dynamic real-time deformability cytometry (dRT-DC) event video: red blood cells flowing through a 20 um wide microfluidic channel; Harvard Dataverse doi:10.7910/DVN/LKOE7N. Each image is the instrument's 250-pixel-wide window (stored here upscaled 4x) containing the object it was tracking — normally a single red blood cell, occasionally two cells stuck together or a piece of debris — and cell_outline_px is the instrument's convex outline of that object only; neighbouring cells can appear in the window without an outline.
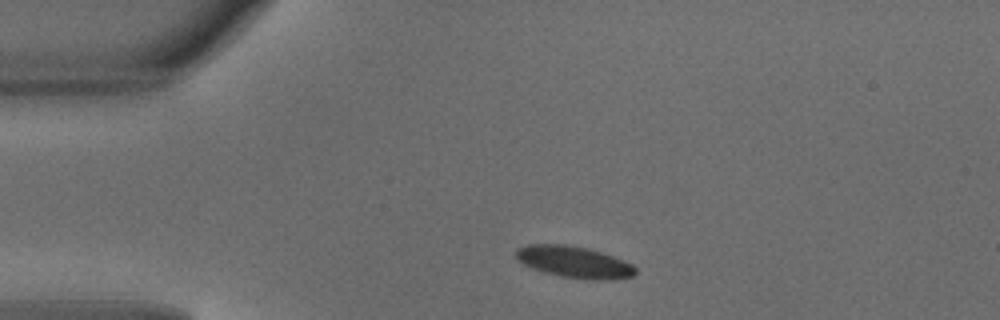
{"species": "common noctule bat (a hibernating species)", "species_latin": "Nyctalus noctula", "temperature_condition": "warm", "stored_images_in_passage": 39, "camera_frame_rate_fps": 3000, "um_per_image_px": 0.085, "animal": {"sex": "male", "body_mass_g": 18.8}, "frame": {"image": 1, "passage_image": 1, "time_ms": 0.0, "image_size_px": [1000, 320], "cell_outline_px": [[636, 272], [632, 276], [608, 280], [604, 280], [560, 276], [544, 272], [532, 268], [516, 260], [516, 248], [528, 244], [564, 244], [584, 248], [600, 252], [624, 260], [632, 264], [636, 268]], "centroid_in_image_um": [48.77, 22.26], "position_along_channel_um": 36.2, "area_um2": 21.73}}
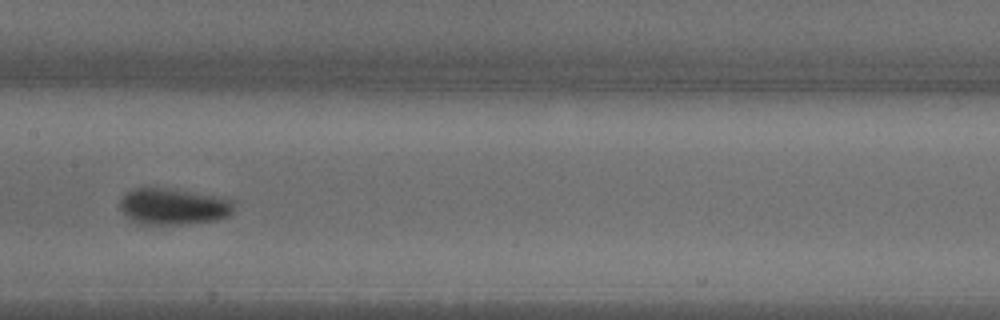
{"frame": {"image": 2, "passage_image": 15, "time_ms": 4.667, "image_size_px": [1000, 320], "cell_outline_px": [[232, 212], [228, 216], [216, 220], [180, 224], [140, 224], [132, 220], [120, 208], [120, 200], [132, 188], [168, 188], [212, 196], [232, 200]], "centroid_in_image_um": [14.7, 17.56], "position_along_channel_um": 192.7, "area_um2": 23.58}}
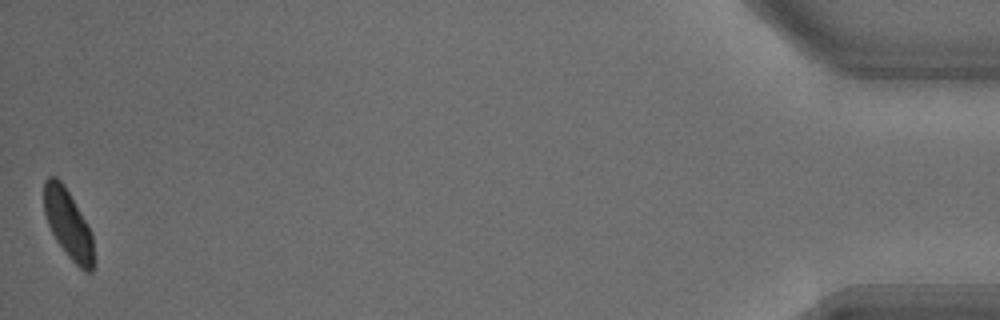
{"frame": {"image": 3, "passage_image": 39, "time_ms": 12.667, "image_size_px": [1000, 320], "cell_outline_px": [[96, 264], [92, 272], [84, 272], [68, 256], [56, 240], [48, 224], [44, 212], [44, 180], [48, 176], [56, 176], [64, 184], [88, 224], [92, 232]], "centroid_in_image_um": [5.83, 19.07], "position_along_channel_um": 429.4, "area_um2": 20.35}, "authors_computed_cell_mechanics": {"area_um2": 22.0218, "velocity_mm_per_s": 4.1265, "shape_relaxation_time_tau1_ms": 3.955, "shape_relaxation_time_tau2_ms": null, "deformation_change_tau1": 0.1522, "deformation_change_tau2": null}}